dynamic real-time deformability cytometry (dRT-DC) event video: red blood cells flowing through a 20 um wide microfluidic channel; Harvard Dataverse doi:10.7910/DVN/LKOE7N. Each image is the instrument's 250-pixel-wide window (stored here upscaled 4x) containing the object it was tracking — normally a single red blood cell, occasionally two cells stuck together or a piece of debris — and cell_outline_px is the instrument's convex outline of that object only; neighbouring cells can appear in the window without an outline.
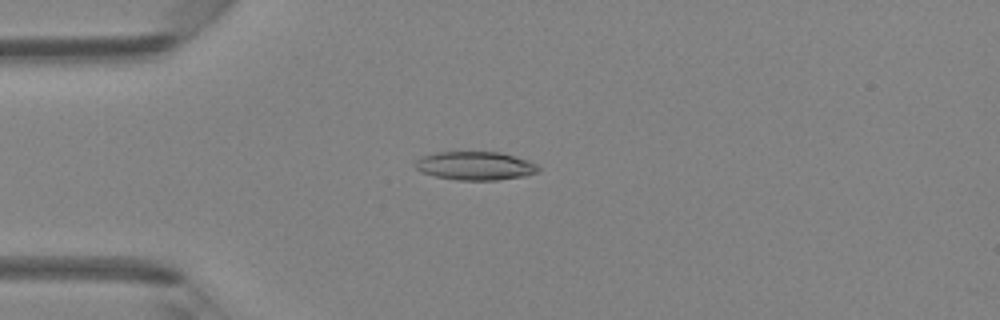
{"species": "Egyptian fruit bat (a non-hibernating species)", "species_latin": "Rousettus aegyptiacus", "temperature_condition": "room temperature", "stored_images_in_passage": 37, "camera_frame_rate_fps": 3000, "um_per_image_px": 0.085, "animal": {"sex": "female"}, "frame": {"image": 1, "passage_image": 2, "time_ms": 0.333, "image_size_px": [1000, 320], "cell_outline_px": [[540, 168], [536, 172], [524, 176], [496, 180], [456, 180], [436, 176], [420, 172], [416, 168], [416, 160], [424, 156], [440, 152], [500, 152], [528, 160], [536, 164]], "centroid_in_image_um": [40.4, 14.1], "position_along_channel_um": 44.6, "area_um2": 20.23}}
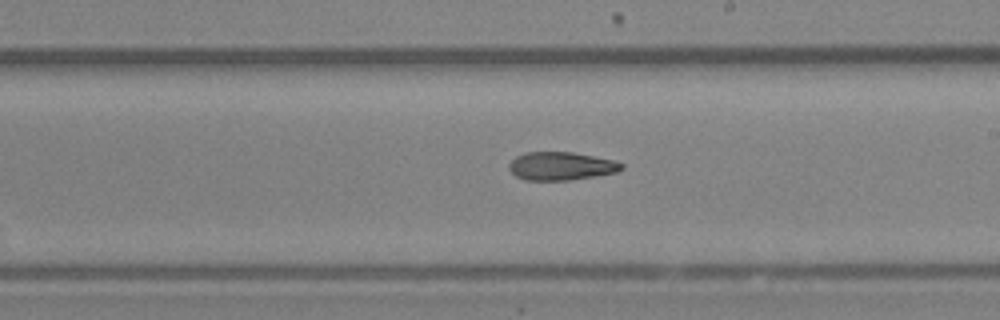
{"frame": {"image": 2, "passage_image": 17, "time_ms": 5.333, "image_size_px": [1000, 320], "cell_outline_px": [[624, 168], [616, 172], [596, 176], [568, 180], [524, 180], [516, 176], [508, 168], [508, 164], [516, 156], [524, 152], [572, 152], [612, 160], [624, 164]], "centroid_in_image_um": [47.66, 14.12], "position_along_channel_um": 241.3, "area_um2": 18.44}}
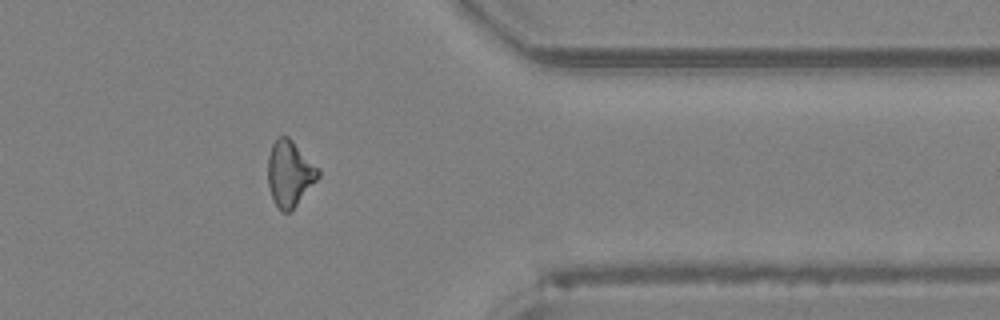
{"frame": {"image": 3, "passage_image": 28, "time_ms": 9.0, "image_size_px": [1000, 320], "cell_outline_px": [[320, 176], [296, 204], [288, 212], [280, 212], [272, 200], [268, 184], [268, 156], [272, 144], [280, 136], [288, 136], [320, 168]], "centroid_in_image_um": [24.62, 14.74], "position_along_channel_um": 386.8, "area_um2": 19.25}, "authors_computed_cell_mechanics": {"area_um2": 19.1896, "velocity_mm_per_s": 4.3431, "shape_relaxation_time_tau1_ms": null, "shape_relaxation_time_tau2_ms": 7.4201, "deformation_change_tau1": null, "deformation_change_tau2": 0.1865}}